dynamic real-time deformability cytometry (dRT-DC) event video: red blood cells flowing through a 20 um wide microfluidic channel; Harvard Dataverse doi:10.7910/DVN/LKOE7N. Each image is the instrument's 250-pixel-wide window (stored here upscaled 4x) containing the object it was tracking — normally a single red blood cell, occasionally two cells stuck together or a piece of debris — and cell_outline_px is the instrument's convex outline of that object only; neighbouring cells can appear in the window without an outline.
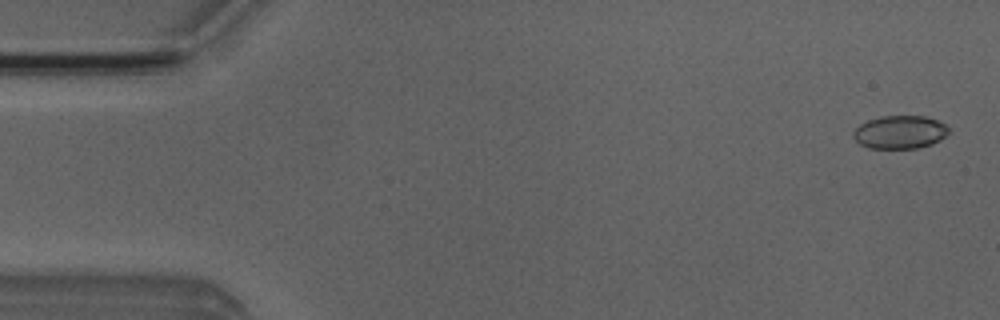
{"species": "Egyptian fruit bat (a non-hibernating species)", "species_latin": "Rousettus aegyptiacus", "temperature_condition": "room temperature", "stored_images_in_passage": 52, "camera_frame_rate_fps": 3000, "um_per_image_px": 0.085, "animal": {"sex": "male"}, "frame": {"image": 1, "passage_image": 2, "time_ms": 0.333, "image_size_px": [1000, 320], "cell_outline_px": [[948, 132], [940, 140], [932, 144], [916, 148], [868, 148], [860, 144], [852, 136], [852, 132], [860, 124], [868, 120], [880, 116], [928, 116], [944, 124], [948, 128]], "centroid_in_image_um": [76.47, 11.23], "position_along_channel_um": 8.5, "area_um2": 18.38}}
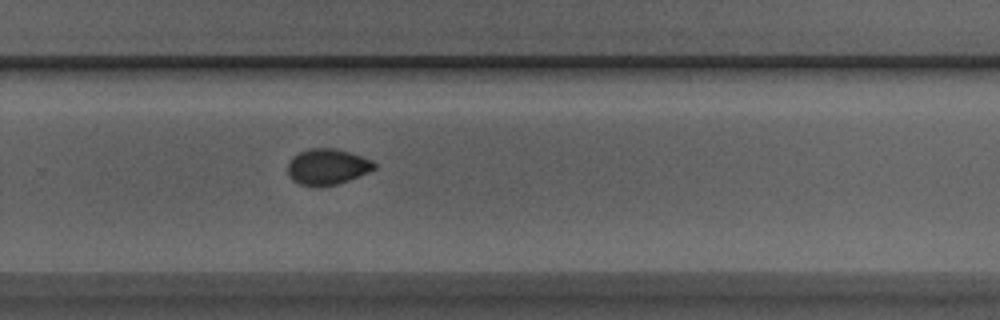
{"frame": {"image": 2, "passage_image": 34, "time_ms": 11.0, "image_size_px": [1000, 320], "cell_outline_px": [[376, 168], [368, 172], [348, 180], [336, 184], [320, 188], [312, 188], [300, 184], [292, 180], [288, 176], [288, 164], [292, 156], [300, 152], [312, 148], [336, 148], [372, 160], [376, 164]], "centroid_in_image_um": [27.79, 14.2], "position_along_channel_um": 302.0, "area_um2": 18.26}}
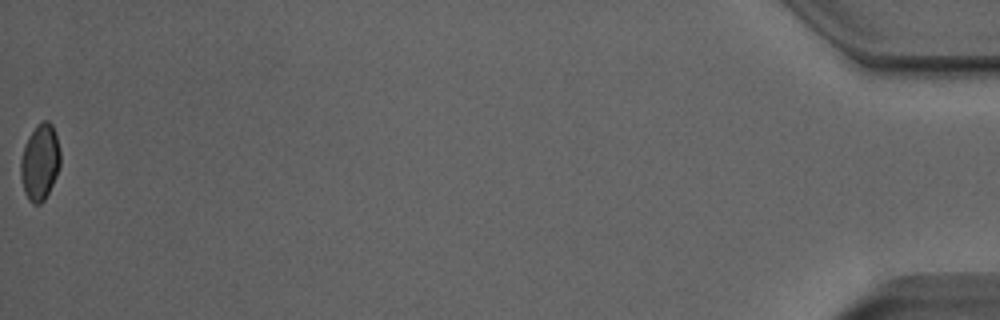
{"frame": {"image": 3, "passage_image": 52, "time_ms": 17.0, "image_size_px": [1000, 320], "cell_outline_px": [[60, 164], [56, 176], [44, 200], [40, 204], [32, 204], [28, 200], [24, 192], [20, 176], [20, 160], [24, 144], [28, 136], [36, 124], [44, 120], [48, 120], [52, 124], [56, 132], [60, 152]], "centroid_in_image_um": [3.38, 13.76], "position_along_channel_um": 431.8, "area_um2": 17.86}, "authors_computed_cell_mechanics": {"area_um2": 18.3515, "velocity_mm_per_s": 3.9611, "shape_relaxation_time_tau1_ms": 10.434, "shape_relaxation_time_tau2_ms": 1.7064, "deformation_change_tau1": 0.1469, "deformation_change_tau2": 0.0399}}